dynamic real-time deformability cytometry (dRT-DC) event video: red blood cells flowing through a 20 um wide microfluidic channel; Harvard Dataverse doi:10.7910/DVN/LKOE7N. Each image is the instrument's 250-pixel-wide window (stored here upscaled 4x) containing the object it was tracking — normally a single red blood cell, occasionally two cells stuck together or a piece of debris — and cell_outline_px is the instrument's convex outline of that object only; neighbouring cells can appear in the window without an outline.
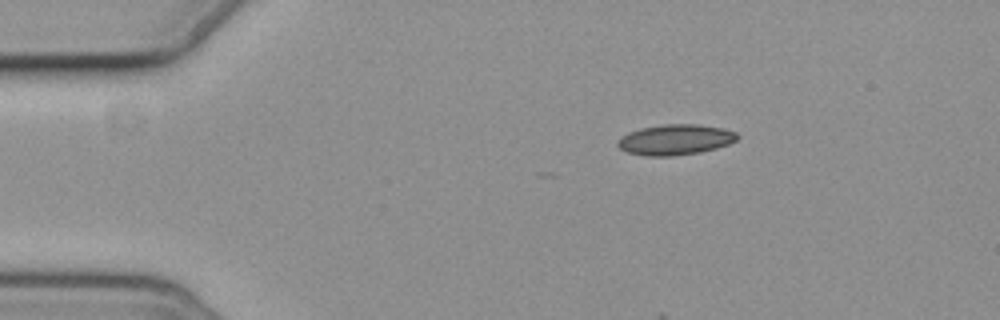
{"species": "common noctule bat (a hibernating species)", "species_latin": "Nyctalus noctula", "temperature_condition": "cold", "stored_images_in_passage": 3, "camera_frame_rate_fps": 3000, "um_per_image_px": 0.085, "animal": {"sex": "female", "body_mass_g": 19.3, "forearm_length_mm": 54.1}, "frame": {"image": 1, "passage_image": 1, "time_ms": 0.0, "image_size_px": [1000, 320], "cell_outline_px": [[740, 136], [736, 140], [728, 144], [716, 148], [700, 152], [672, 156], [644, 156], [628, 152], [620, 148], [616, 144], [616, 140], [620, 136], [628, 132], [640, 128], [664, 124], [696, 124], [724, 128], [736, 132]], "centroid_in_image_um": [57.38, 11.87], "position_along_channel_um": 27.6, "area_um2": 21.44}}